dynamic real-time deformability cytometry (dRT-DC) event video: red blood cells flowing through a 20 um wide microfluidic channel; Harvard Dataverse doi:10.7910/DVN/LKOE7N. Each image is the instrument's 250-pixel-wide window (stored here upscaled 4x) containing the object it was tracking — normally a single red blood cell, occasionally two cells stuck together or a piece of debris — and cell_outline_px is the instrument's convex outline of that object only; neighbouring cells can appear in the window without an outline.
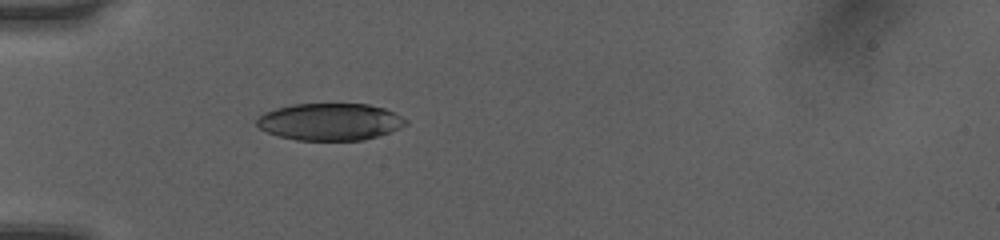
{"species": "human", "species_latin": "Homo sapiens", "temperature_condition": "room temperature", "stored_images_in_passage": 35, "camera_frame_rate_fps": 3000, "um_per_image_px": 0.085, "donor": {"sex": "female"}, "frame": {"image": 1, "passage_image": 1, "time_ms": 0.0, "image_size_px": [1000, 240], "cell_outline_px": [[408, 124], [400, 128], [364, 140], [296, 140], [280, 136], [268, 132], [260, 128], [256, 124], [256, 120], [264, 112], [276, 108], [292, 104], [368, 104], [384, 108], [408, 120]], "centroid_in_image_um": [28.04, 10.35], "position_along_channel_um": 57.0, "area_um2": 32.02}}
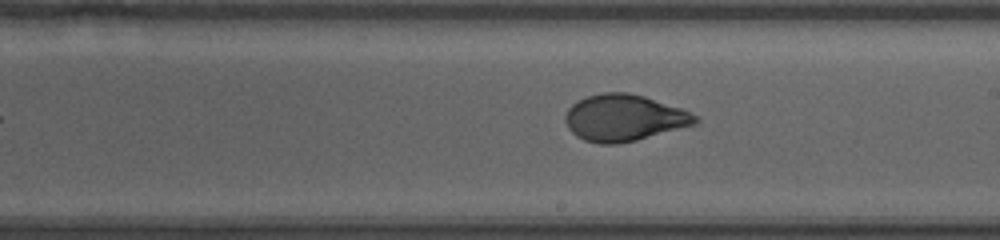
{"frame": {"image": 2, "passage_image": 15, "time_ms": 4.667, "image_size_px": [1000, 240], "cell_outline_px": [[700, 120], [696, 124], [636, 140], [616, 144], [600, 144], [584, 140], [576, 136], [568, 128], [564, 120], [564, 116], [568, 108], [572, 104], [588, 96], [604, 92], [628, 92], [644, 96], [680, 108], [696, 116]], "centroid_in_image_um": [53.01, 10.02], "position_along_channel_um": 236.0, "area_um2": 35.08}}
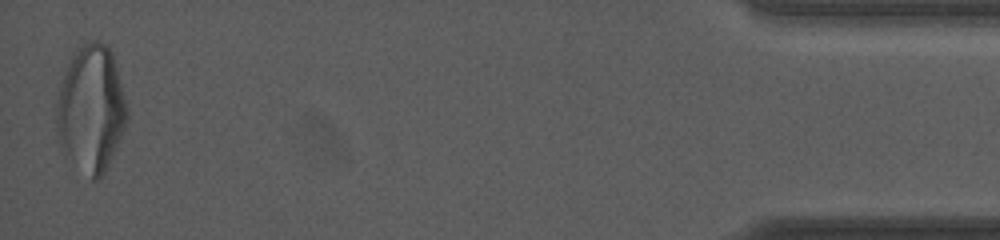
{"frame": {"image": 3, "passage_image": 35, "time_ms": 11.333, "image_size_px": [1000, 240], "cell_outline_px": [[128, 120], [108, 164], [104, 172], [96, 180], [92, 180], [60, 144], [56, 132], [56, 100], [68, 60], [88, 40], [96, 40], [104, 44], [112, 52], [116, 64], [128, 108]], "centroid_in_image_um": [7.75, 9.19], "position_along_channel_um": 427.4, "area_um2": 51.38}, "authors_computed_cell_mechanics": {"area_um2": 34.969, "velocity_mm_per_s": 4.0662, "shape_relaxation_time_tau1_ms": 4.31, "shape_relaxation_time_tau2_ms": 0.6348, "deformation_change_tau1": 0.1947, "deformation_change_tau2": 0.0514}}